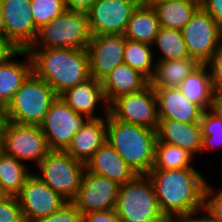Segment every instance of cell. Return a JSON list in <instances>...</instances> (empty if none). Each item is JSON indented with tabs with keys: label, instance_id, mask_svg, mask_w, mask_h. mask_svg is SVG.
I'll return each mask as SVG.
<instances>
[{
	"label": "cell",
	"instance_id": "6da1fadb",
	"mask_svg": "<svg viewBox=\"0 0 222 222\" xmlns=\"http://www.w3.org/2000/svg\"><path fill=\"white\" fill-rule=\"evenodd\" d=\"M147 175L166 218L186 219L203 209L207 181L195 168L150 170Z\"/></svg>",
	"mask_w": 222,
	"mask_h": 222
},
{
	"label": "cell",
	"instance_id": "7a4b0ae2",
	"mask_svg": "<svg viewBox=\"0 0 222 222\" xmlns=\"http://www.w3.org/2000/svg\"><path fill=\"white\" fill-rule=\"evenodd\" d=\"M28 52L33 73L58 96L91 77L87 49L29 48Z\"/></svg>",
	"mask_w": 222,
	"mask_h": 222
},
{
	"label": "cell",
	"instance_id": "3957f363",
	"mask_svg": "<svg viewBox=\"0 0 222 222\" xmlns=\"http://www.w3.org/2000/svg\"><path fill=\"white\" fill-rule=\"evenodd\" d=\"M107 142L136 174H147L154 164L155 129L129 124L107 115Z\"/></svg>",
	"mask_w": 222,
	"mask_h": 222
},
{
	"label": "cell",
	"instance_id": "277c9868",
	"mask_svg": "<svg viewBox=\"0 0 222 222\" xmlns=\"http://www.w3.org/2000/svg\"><path fill=\"white\" fill-rule=\"evenodd\" d=\"M114 210L121 222H162L166 219L147 174H137L120 185Z\"/></svg>",
	"mask_w": 222,
	"mask_h": 222
},
{
	"label": "cell",
	"instance_id": "5b68a950",
	"mask_svg": "<svg viewBox=\"0 0 222 222\" xmlns=\"http://www.w3.org/2000/svg\"><path fill=\"white\" fill-rule=\"evenodd\" d=\"M57 97L46 81L32 73L4 108V119L19 124L40 125Z\"/></svg>",
	"mask_w": 222,
	"mask_h": 222
},
{
	"label": "cell",
	"instance_id": "8992f818",
	"mask_svg": "<svg viewBox=\"0 0 222 222\" xmlns=\"http://www.w3.org/2000/svg\"><path fill=\"white\" fill-rule=\"evenodd\" d=\"M91 37L87 13L65 10L38 30L30 48L87 49Z\"/></svg>",
	"mask_w": 222,
	"mask_h": 222
},
{
	"label": "cell",
	"instance_id": "52a82bcc",
	"mask_svg": "<svg viewBox=\"0 0 222 222\" xmlns=\"http://www.w3.org/2000/svg\"><path fill=\"white\" fill-rule=\"evenodd\" d=\"M40 174L36 176L65 200L73 201L78 194L85 164L73 159L67 152L51 150L36 165Z\"/></svg>",
	"mask_w": 222,
	"mask_h": 222
},
{
	"label": "cell",
	"instance_id": "ba28073f",
	"mask_svg": "<svg viewBox=\"0 0 222 222\" xmlns=\"http://www.w3.org/2000/svg\"><path fill=\"white\" fill-rule=\"evenodd\" d=\"M3 151L18 160L36 162L38 165L51 151L40 125L3 121Z\"/></svg>",
	"mask_w": 222,
	"mask_h": 222
},
{
	"label": "cell",
	"instance_id": "9c48e42d",
	"mask_svg": "<svg viewBox=\"0 0 222 222\" xmlns=\"http://www.w3.org/2000/svg\"><path fill=\"white\" fill-rule=\"evenodd\" d=\"M109 113L119 121L156 130L159 118L155 90L148 84L140 91L120 95L109 104Z\"/></svg>",
	"mask_w": 222,
	"mask_h": 222
},
{
	"label": "cell",
	"instance_id": "30bf717a",
	"mask_svg": "<svg viewBox=\"0 0 222 222\" xmlns=\"http://www.w3.org/2000/svg\"><path fill=\"white\" fill-rule=\"evenodd\" d=\"M181 31L189 56L199 64H205L222 41V31L217 22L201 6Z\"/></svg>",
	"mask_w": 222,
	"mask_h": 222
},
{
	"label": "cell",
	"instance_id": "8fae6325",
	"mask_svg": "<svg viewBox=\"0 0 222 222\" xmlns=\"http://www.w3.org/2000/svg\"><path fill=\"white\" fill-rule=\"evenodd\" d=\"M88 120L87 116L73 111L58 96L51 104L40 127L50 150L64 151L70 144L73 136Z\"/></svg>",
	"mask_w": 222,
	"mask_h": 222
},
{
	"label": "cell",
	"instance_id": "7c38bea8",
	"mask_svg": "<svg viewBox=\"0 0 222 222\" xmlns=\"http://www.w3.org/2000/svg\"><path fill=\"white\" fill-rule=\"evenodd\" d=\"M139 3V0H97L87 12L91 34H124Z\"/></svg>",
	"mask_w": 222,
	"mask_h": 222
},
{
	"label": "cell",
	"instance_id": "4fadbf2b",
	"mask_svg": "<svg viewBox=\"0 0 222 222\" xmlns=\"http://www.w3.org/2000/svg\"><path fill=\"white\" fill-rule=\"evenodd\" d=\"M4 17L5 40L17 50H28L37 37L31 0H0Z\"/></svg>",
	"mask_w": 222,
	"mask_h": 222
},
{
	"label": "cell",
	"instance_id": "5bb4252c",
	"mask_svg": "<svg viewBox=\"0 0 222 222\" xmlns=\"http://www.w3.org/2000/svg\"><path fill=\"white\" fill-rule=\"evenodd\" d=\"M25 222H34L60 209L68 201L43 183L36 173L26 180L24 187L16 196Z\"/></svg>",
	"mask_w": 222,
	"mask_h": 222
},
{
	"label": "cell",
	"instance_id": "9a60e30c",
	"mask_svg": "<svg viewBox=\"0 0 222 222\" xmlns=\"http://www.w3.org/2000/svg\"><path fill=\"white\" fill-rule=\"evenodd\" d=\"M120 185L85 169L79 191L72 201L82 214L115 209Z\"/></svg>",
	"mask_w": 222,
	"mask_h": 222
},
{
	"label": "cell",
	"instance_id": "2e32d148",
	"mask_svg": "<svg viewBox=\"0 0 222 222\" xmlns=\"http://www.w3.org/2000/svg\"><path fill=\"white\" fill-rule=\"evenodd\" d=\"M124 34L92 35L88 44L90 76L102 81L117 65L124 63Z\"/></svg>",
	"mask_w": 222,
	"mask_h": 222
},
{
	"label": "cell",
	"instance_id": "e0dca14e",
	"mask_svg": "<svg viewBox=\"0 0 222 222\" xmlns=\"http://www.w3.org/2000/svg\"><path fill=\"white\" fill-rule=\"evenodd\" d=\"M159 119H171L184 123H199L203 109L190 101L179 89L155 90Z\"/></svg>",
	"mask_w": 222,
	"mask_h": 222
},
{
	"label": "cell",
	"instance_id": "ac0fdd59",
	"mask_svg": "<svg viewBox=\"0 0 222 222\" xmlns=\"http://www.w3.org/2000/svg\"><path fill=\"white\" fill-rule=\"evenodd\" d=\"M105 119H89L86 124L73 136L70 144L64 150L73 159L84 164L107 141V115Z\"/></svg>",
	"mask_w": 222,
	"mask_h": 222
},
{
	"label": "cell",
	"instance_id": "d6986e66",
	"mask_svg": "<svg viewBox=\"0 0 222 222\" xmlns=\"http://www.w3.org/2000/svg\"><path fill=\"white\" fill-rule=\"evenodd\" d=\"M61 99L75 112L87 116L89 119H99L94 111L97 104L102 103L105 111H109V105L105 99L102 82L93 77L80 84L65 90L59 95Z\"/></svg>",
	"mask_w": 222,
	"mask_h": 222
},
{
	"label": "cell",
	"instance_id": "ffe728a7",
	"mask_svg": "<svg viewBox=\"0 0 222 222\" xmlns=\"http://www.w3.org/2000/svg\"><path fill=\"white\" fill-rule=\"evenodd\" d=\"M85 169L123 185L137 174L106 141L87 161Z\"/></svg>",
	"mask_w": 222,
	"mask_h": 222
},
{
	"label": "cell",
	"instance_id": "44dd1931",
	"mask_svg": "<svg viewBox=\"0 0 222 222\" xmlns=\"http://www.w3.org/2000/svg\"><path fill=\"white\" fill-rule=\"evenodd\" d=\"M157 141L185 149L193 157L201 148L200 123H184L171 119H159L156 128Z\"/></svg>",
	"mask_w": 222,
	"mask_h": 222
},
{
	"label": "cell",
	"instance_id": "7402d4cb",
	"mask_svg": "<svg viewBox=\"0 0 222 222\" xmlns=\"http://www.w3.org/2000/svg\"><path fill=\"white\" fill-rule=\"evenodd\" d=\"M27 55L28 62L14 61L16 55ZM33 73V65L28 50H17L0 64V106L4 109L21 85Z\"/></svg>",
	"mask_w": 222,
	"mask_h": 222
},
{
	"label": "cell",
	"instance_id": "603a6c76",
	"mask_svg": "<svg viewBox=\"0 0 222 222\" xmlns=\"http://www.w3.org/2000/svg\"><path fill=\"white\" fill-rule=\"evenodd\" d=\"M101 82L108 105L118 96L140 91L149 84L143 75L126 63L114 67Z\"/></svg>",
	"mask_w": 222,
	"mask_h": 222
},
{
	"label": "cell",
	"instance_id": "cb8c5ba5",
	"mask_svg": "<svg viewBox=\"0 0 222 222\" xmlns=\"http://www.w3.org/2000/svg\"><path fill=\"white\" fill-rule=\"evenodd\" d=\"M159 29L160 23L155 9L151 5L140 2L133 10L124 37L152 46Z\"/></svg>",
	"mask_w": 222,
	"mask_h": 222
},
{
	"label": "cell",
	"instance_id": "d4e9b609",
	"mask_svg": "<svg viewBox=\"0 0 222 222\" xmlns=\"http://www.w3.org/2000/svg\"><path fill=\"white\" fill-rule=\"evenodd\" d=\"M149 84L154 90L159 88H175L200 64L190 56L180 60L157 61Z\"/></svg>",
	"mask_w": 222,
	"mask_h": 222
},
{
	"label": "cell",
	"instance_id": "484cf974",
	"mask_svg": "<svg viewBox=\"0 0 222 222\" xmlns=\"http://www.w3.org/2000/svg\"><path fill=\"white\" fill-rule=\"evenodd\" d=\"M155 9L160 27L182 30L200 7V0H168L156 2Z\"/></svg>",
	"mask_w": 222,
	"mask_h": 222
},
{
	"label": "cell",
	"instance_id": "4316f807",
	"mask_svg": "<svg viewBox=\"0 0 222 222\" xmlns=\"http://www.w3.org/2000/svg\"><path fill=\"white\" fill-rule=\"evenodd\" d=\"M205 64H200L178 86V89L203 110L210 108L214 96V88Z\"/></svg>",
	"mask_w": 222,
	"mask_h": 222
},
{
	"label": "cell",
	"instance_id": "83f0119b",
	"mask_svg": "<svg viewBox=\"0 0 222 222\" xmlns=\"http://www.w3.org/2000/svg\"><path fill=\"white\" fill-rule=\"evenodd\" d=\"M23 164L4 151L0 153V185L9 196L16 197L32 174Z\"/></svg>",
	"mask_w": 222,
	"mask_h": 222
},
{
	"label": "cell",
	"instance_id": "f1b7e54d",
	"mask_svg": "<svg viewBox=\"0 0 222 222\" xmlns=\"http://www.w3.org/2000/svg\"><path fill=\"white\" fill-rule=\"evenodd\" d=\"M151 45L126 39L124 48V63L143 75L148 81L152 79L155 70Z\"/></svg>",
	"mask_w": 222,
	"mask_h": 222
},
{
	"label": "cell",
	"instance_id": "f546056e",
	"mask_svg": "<svg viewBox=\"0 0 222 222\" xmlns=\"http://www.w3.org/2000/svg\"><path fill=\"white\" fill-rule=\"evenodd\" d=\"M193 156L185 149L163 142H156L155 159L151 170L194 168Z\"/></svg>",
	"mask_w": 222,
	"mask_h": 222
},
{
	"label": "cell",
	"instance_id": "4dcf8cb0",
	"mask_svg": "<svg viewBox=\"0 0 222 222\" xmlns=\"http://www.w3.org/2000/svg\"><path fill=\"white\" fill-rule=\"evenodd\" d=\"M154 43L163 54L162 60H180L189 57L181 30L160 27Z\"/></svg>",
	"mask_w": 222,
	"mask_h": 222
},
{
	"label": "cell",
	"instance_id": "1f68e13d",
	"mask_svg": "<svg viewBox=\"0 0 222 222\" xmlns=\"http://www.w3.org/2000/svg\"><path fill=\"white\" fill-rule=\"evenodd\" d=\"M202 141L200 153L212 147L222 145V119L214 115L209 109L204 110L200 119ZM221 142V143H220Z\"/></svg>",
	"mask_w": 222,
	"mask_h": 222
},
{
	"label": "cell",
	"instance_id": "d6a6232c",
	"mask_svg": "<svg viewBox=\"0 0 222 222\" xmlns=\"http://www.w3.org/2000/svg\"><path fill=\"white\" fill-rule=\"evenodd\" d=\"M65 10L64 0H31L33 21L38 30Z\"/></svg>",
	"mask_w": 222,
	"mask_h": 222
},
{
	"label": "cell",
	"instance_id": "836d02e7",
	"mask_svg": "<svg viewBox=\"0 0 222 222\" xmlns=\"http://www.w3.org/2000/svg\"><path fill=\"white\" fill-rule=\"evenodd\" d=\"M34 222H82V213L72 201H68L56 212Z\"/></svg>",
	"mask_w": 222,
	"mask_h": 222
},
{
	"label": "cell",
	"instance_id": "e575fe53",
	"mask_svg": "<svg viewBox=\"0 0 222 222\" xmlns=\"http://www.w3.org/2000/svg\"><path fill=\"white\" fill-rule=\"evenodd\" d=\"M0 222H25L17 197L0 200Z\"/></svg>",
	"mask_w": 222,
	"mask_h": 222
},
{
	"label": "cell",
	"instance_id": "d590c367",
	"mask_svg": "<svg viewBox=\"0 0 222 222\" xmlns=\"http://www.w3.org/2000/svg\"><path fill=\"white\" fill-rule=\"evenodd\" d=\"M203 212H208L219 222H222V189L217 193L207 182L204 191V207Z\"/></svg>",
	"mask_w": 222,
	"mask_h": 222
},
{
	"label": "cell",
	"instance_id": "8d00e7d4",
	"mask_svg": "<svg viewBox=\"0 0 222 222\" xmlns=\"http://www.w3.org/2000/svg\"><path fill=\"white\" fill-rule=\"evenodd\" d=\"M211 68L209 72L214 91H222V41L212 57L205 63Z\"/></svg>",
	"mask_w": 222,
	"mask_h": 222
},
{
	"label": "cell",
	"instance_id": "74e56055",
	"mask_svg": "<svg viewBox=\"0 0 222 222\" xmlns=\"http://www.w3.org/2000/svg\"><path fill=\"white\" fill-rule=\"evenodd\" d=\"M82 222H121L115 210L93 211L82 214Z\"/></svg>",
	"mask_w": 222,
	"mask_h": 222
},
{
	"label": "cell",
	"instance_id": "f35d334b",
	"mask_svg": "<svg viewBox=\"0 0 222 222\" xmlns=\"http://www.w3.org/2000/svg\"><path fill=\"white\" fill-rule=\"evenodd\" d=\"M200 6L213 17L222 31V0H200Z\"/></svg>",
	"mask_w": 222,
	"mask_h": 222
},
{
	"label": "cell",
	"instance_id": "ab89813d",
	"mask_svg": "<svg viewBox=\"0 0 222 222\" xmlns=\"http://www.w3.org/2000/svg\"><path fill=\"white\" fill-rule=\"evenodd\" d=\"M97 0H64L66 10L87 13Z\"/></svg>",
	"mask_w": 222,
	"mask_h": 222
},
{
	"label": "cell",
	"instance_id": "60d3db41",
	"mask_svg": "<svg viewBox=\"0 0 222 222\" xmlns=\"http://www.w3.org/2000/svg\"><path fill=\"white\" fill-rule=\"evenodd\" d=\"M17 49L7 40H0V64L10 58Z\"/></svg>",
	"mask_w": 222,
	"mask_h": 222
},
{
	"label": "cell",
	"instance_id": "b9f144b4",
	"mask_svg": "<svg viewBox=\"0 0 222 222\" xmlns=\"http://www.w3.org/2000/svg\"><path fill=\"white\" fill-rule=\"evenodd\" d=\"M209 110L218 118L222 119V91L214 93Z\"/></svg>",
	"mask_w": 222,
	"mask_h": 222
},
{
	"label": "cell",
	"instance_id": "7bdbcfd3",
	"mask_svg": "<svg viewBox=\"0 0 222 222\" xmlns=\"http://www.w3.org/2000/svg\"><path fill=\"white\" fill-rule=\"evenodd\" d=\"M202 209L197 210L196 212L192 213L191 215H189L186 220L188 222H219L217 219H215L212 215H210L208 212V216L207 215H203L204 217H198V218H194V216H196L198 214V212H201Z\"/></svg>",
	"mask_w": 222,
	"mask_h": 222
},
{
	"label": "cell",
	"instance_id": "ee69618b",
	"mask_svg": "<svg viewBox=\"0 0 222 222\" xmlns=\"http://www.w3.org/2000/svg\"><path fill=\"white\" fill-rule=\"evenodd\" d=\"M0 40H5L4 17L0 7Z\"/></svg>",
	"mask_w": 222,
	"mask_h": 222
},
{
	"label": "cell",
	"instance_id": "f6af8a7d",
	"mask_svg": "<svg viewBox=\"0 0 222 222\" xmlns=\"http://www.w3.org/2000/svg\"><path fill=\"white\" fill-rule=\"evenodd\" d=\"M4 121V109L0 106V129Z\"/></svg>",
	"mask_w": 222,
	"mask_h": 222
},
{
	"label": "cell",
	"instance_id": "bcb514c9",
	"mask_svg": "<svg viewBox=\"0 0 222 222\" xmlns=\"http://www.w3.org/2000/svg\"><path fill=\"white\" fill-rule=\"evenodd\" d=\"M162 1H168V0H145L144 3L152 6L156 2H162Z\"/></svg>",
	"mask_w": 222,
	"mask_h": 222
},
{
	"label": "cell",
	"instance_id": "7dc6e473",
	"mask_svg": "<svg viewBox=\"0 0 222 222\" xmlns=\"http://www.w3.org/2000/svg\"><path fill=\"white\" fill-rule=\"evenodd\" d=\"M8 194L4 191V189L0 185V200L6 198Z\"/></svg>",
	"mask_w": 222,
	"mask_h": 222
},
{
	"label": "cell",
	"instance_id": "c3c4849f",
	"mask_svg": "<svg viewBox=\"0 0 222 222\" xmlns=\"http://www.w3.org/2000/svg\"><path fill=\"white\" fill-rule=\"evenodd\" d=\"M3 151L2 130L0 129V153Z\"/></svg>",
	"mask_w": 222,
	"mask_h": 222
},
{
	"label": "cell",
	"instance_id": "681fc988",
	"mask_svg": "<svg viewBox=\"0 0 222 222\" xmlns=\"http://www.w3.org/2000/svg\"><path fill=\"white\" fill-rule=\"evenodd\" d=\"M174 222H188L186 219H174Z\"/></svg>",
	"mask_w": 222,
	"mask_h": 222
},
{
	"label": "cell",
	"instance_id": "f907efd6",
	"mask_svg": "<svg viewBox=\"0 0 222 222\" xmlns=\"http://www.w3.org/2000/svg\"><path fill=\"white\" fill-rule=\"evenodd\" d=\"M162 222H174V219L171 218H166L165 220H163Z\"/></svg>",
	"mask_w": 222,
	"mask_h": 222
}]
</instances>
